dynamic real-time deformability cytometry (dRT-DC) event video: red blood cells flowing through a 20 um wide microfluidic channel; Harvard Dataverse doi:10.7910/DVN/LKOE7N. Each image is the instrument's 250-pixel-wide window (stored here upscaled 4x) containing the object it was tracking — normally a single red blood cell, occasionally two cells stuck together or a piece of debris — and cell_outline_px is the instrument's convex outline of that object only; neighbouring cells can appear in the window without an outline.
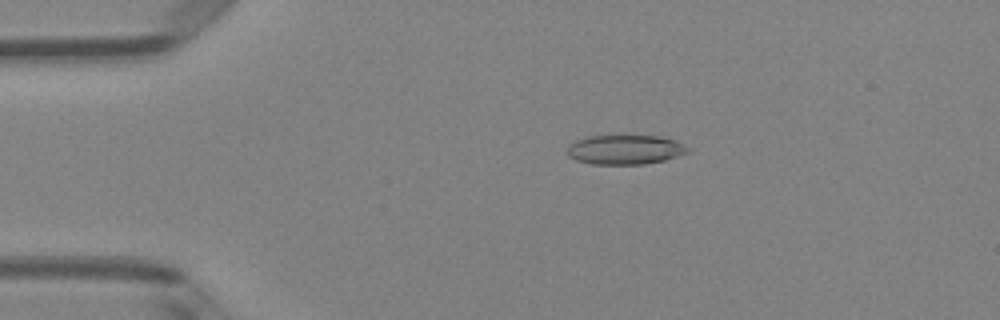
{"species": "Egyptian fruit bat (a non-hibernating species)", "species_latin": "Rousettus aegyptiacus", "temperature_condition": "room temperature", "stored_images_in_passage": 41, "camera_frame_rate_fps": 3000, "um_per_image_px": 0.085, "animal": {"sex": "female"}, "frame": {"image": 1, "passage_image": 1, "time_ms": 0.0, "image_size_px": [1000, 320], "cell_outline_px": [[692, 148], [688, 152], [664, 160], [644, 164], [592, 164], [576, 160], [568, 156], [568, 144], [576, 140], [588, 136], [660, 136], [676, 140]], "centroid_in_image_um": [53.14, 12.71], "position_along_channel_um": 31.9, "area_um2": 20.75}}
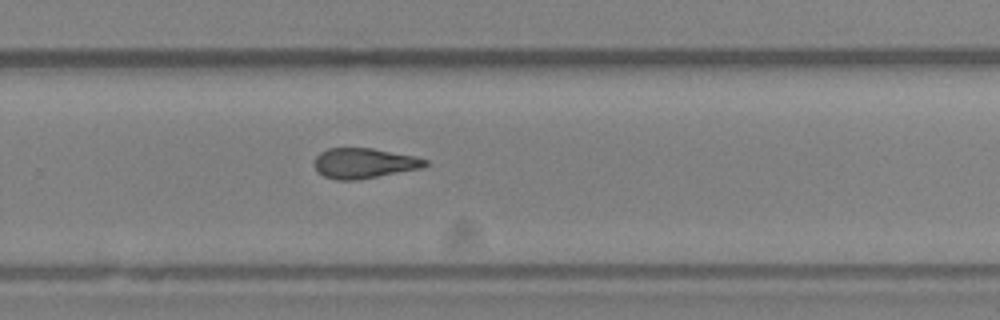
{"frame": {"image": 2, "passage_image": 24, "time_ms": 7.667, "image_size_px": [1000, 320], "cell_outline_px": [[428, 164], [420, 168], [356, 180], [336, 180], [324, 176], [316, 172], [316, 156], [320, 152], [328, 148], [372, 148], [416, 156], [428, 160]], "centroid_in_image_um": [30.93, 13.86], "position_along_channel_um": 298.9, "area_um2": 19.36}}
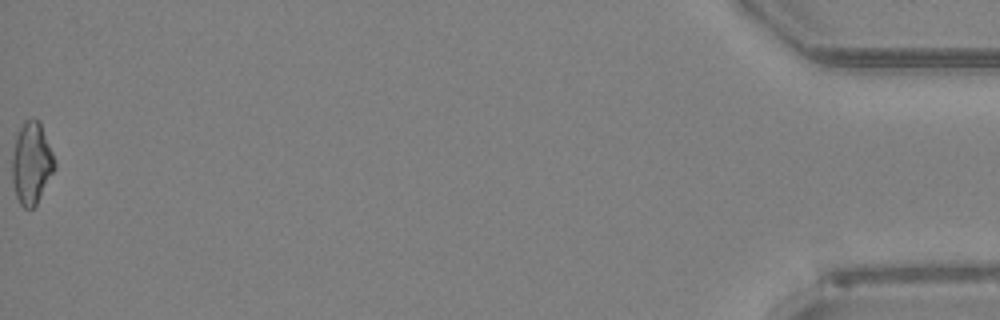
{"frame": {"image": 3, "passage_image": 41, "time_ms": 13.333, "image_size_px": [1000, 320], "cell_outline_px": [[56, 168], [36, 204], [32, 208], [24, 208], [20, 204], [16, 196], [12, 180], [12, 156], [16, 136], [24, 120], [40, 120], [52, 152], [56, 164]], "centroid_in_image_um": [2.68, 13.87], "position_along_channel_um": 432.5, "area_um2": 20.17}, "authors_computed_cell_mechanics": {"area_um2": 19.5942, "velocity_mm_per_s": 4.1259, "shape_relaxation_time_tau1_ms": null, "shape_relaxation_time_tau2_ms": 4.9737, "deformation_change_tau1": null, "deformation_change_tau2": 0.1686}}